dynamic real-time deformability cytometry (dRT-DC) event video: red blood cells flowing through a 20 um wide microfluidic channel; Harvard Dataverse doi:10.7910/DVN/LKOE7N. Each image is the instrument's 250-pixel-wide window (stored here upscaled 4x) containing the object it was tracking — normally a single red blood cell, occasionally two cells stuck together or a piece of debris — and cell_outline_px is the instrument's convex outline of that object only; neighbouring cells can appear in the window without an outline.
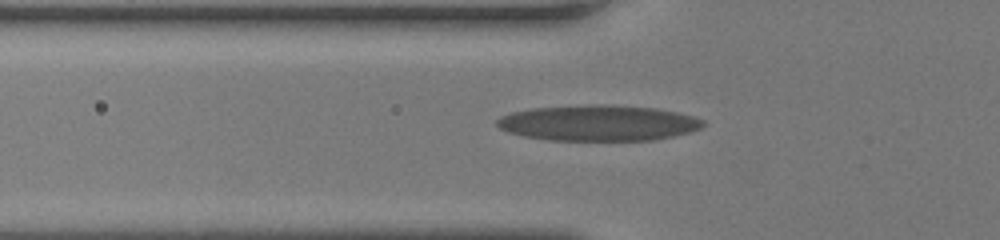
{"species": "human", "species_latin": "Homo sapiens", "temperature_condition": "room temperature", "stored_images_in_passage": 37, "camera_frame_rate_fps": 3000, "um_per_image_px": 0.085, "donor": {"sex": "female"}, "frame": {"image": 1, "passage_image": 6, "time_ms": 1.667, "image_size_px": [1000, 240], "cell_outline_px": [[704, 124], [700, 128], [676, 136], [652, 140], [548, 140], [524, 136], [508, 132], [500, 128], [496, 124], [496, 120], [500, 116], [512, 112], [532, 108], [592, 104], [608, 104], [656, 108], [676, 112], [692, 116], [704, 120]], "centroid_in_image_um": [50.84, 10.45], "position_along_channel_um": 75.0, "area_um2": 43.0}}
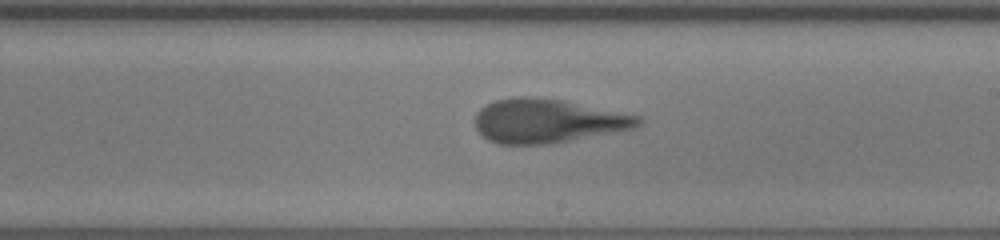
{"frame": {"image": 2, "passage_image": 18, "time_ms": 5.667, "image_size_px": [1000, 240], "cell_outline_px": [[644, 120], [636, 128], [552, 144], [500, 144], [488, 140], [476, 128], [476, 112], [480, 108], [496, 100], [512, 96], [532, 96], [564, 100], [640, 116]], "centroid_in_image_um": [46.56, 10.27], "position_along_channel_um": 242.4, "area_um2": 41.96}}
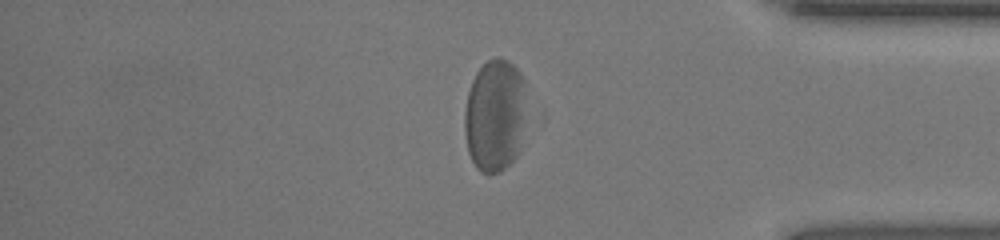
{"frame": {"image": 3, "passage_image": 30, "time_ms": 9.667, "image_size_px": [1000, 240], "cell_outline_px": [[524, 84], [520, 152], [500, 172], [480, 172], [476, 168], [468, 152], [464, 128], [464, 112], [468, 92], [472, 80], [476, 72], [488, 60], [496, 56], [508, 60], [520, 72], [524, 80]], "centroid_in_image_um": [42.02, 9.8], "position_along_channel_um": 393.2, "area_um2": 40.23}}